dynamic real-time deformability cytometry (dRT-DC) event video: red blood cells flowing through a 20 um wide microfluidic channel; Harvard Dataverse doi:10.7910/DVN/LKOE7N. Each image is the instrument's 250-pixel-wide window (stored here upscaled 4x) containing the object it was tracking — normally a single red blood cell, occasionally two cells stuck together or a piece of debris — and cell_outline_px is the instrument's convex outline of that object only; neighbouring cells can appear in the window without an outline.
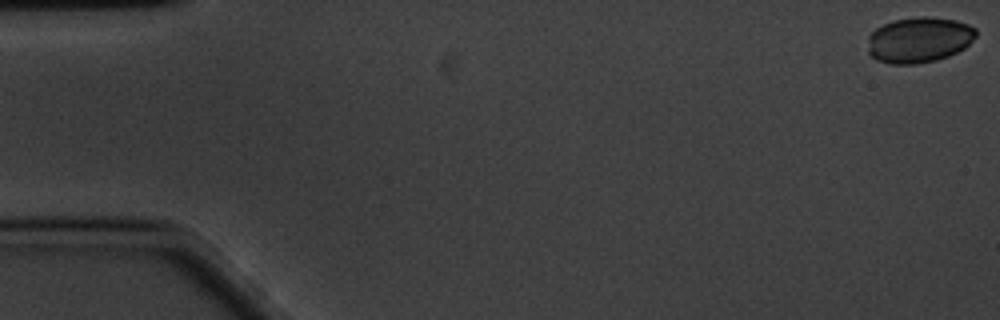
{"species": "common noctule bat (a hibernating species)", "species_latin": "Nyctalus noctula", "temperature_condition": "cold", "stored_images_in_passage": 16, "camera_frame_rate_fps": 3000, "um_per_image_px": 0.085, "animal": {"sex": "male", "body_mass_g": 20.1, "forearm_length_mm": 53.5}, "frame": {"image": 1, "passage_image": 1, "time_ms": 0.0, "image_size_px": [1000, 320], "cell_outline_px": [[976, 36], [964, 48], [948, 56], [936, 60], [916, 64], [888, 64], [876, 60], [868, 52], [868, 36], [876, 28], [884, 24], [896, 20], [920, 16], [928, 16], [956, 20], [968, 24], [976, 28]], "centroid_in_image_um": [78.11, 3.39], "position_along_channel_um": 6.9, "area_um2": 28.84}}